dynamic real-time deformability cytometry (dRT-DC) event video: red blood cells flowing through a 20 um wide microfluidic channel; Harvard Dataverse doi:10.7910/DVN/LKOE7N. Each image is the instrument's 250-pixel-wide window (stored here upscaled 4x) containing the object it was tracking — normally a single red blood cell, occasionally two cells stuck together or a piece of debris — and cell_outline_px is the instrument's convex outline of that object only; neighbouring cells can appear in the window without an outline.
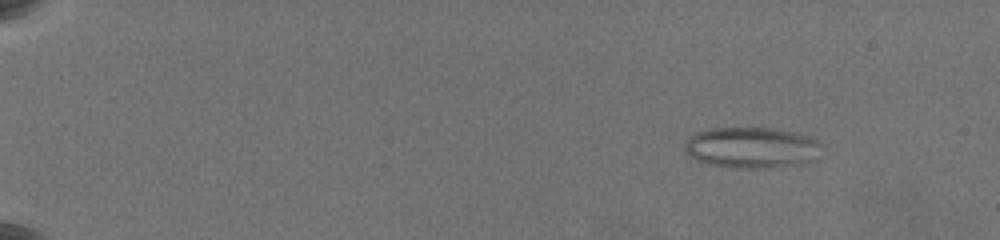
{"species": "common noctule bat (a hibernating species)", "species_latin": "Nyctalus noctula", "temperature_condition": "warm", "stored_images_in_passage": 61, "camera_frame_rate_fps": 3000, "um_per_image_px": 0.085, "animal": {"sex": "female", "body_mass_g": 19.5, "forearm_length_mm": 54.1}, "frame": {"image": 1, "passage_image": 9, "time_ms": 2.667, "image_size_px": [1000, 240], "cell_outline_px": [[824, 144], [812, 160], [804, 164], [768, 168], [736, 168], [708, 164], [696, 160], [688, 156], [684, 148], [684, 144], [688, 136], [696, 132], [708, 128], [772, 128], [792, 132], [808, 136]], "centroid_in_image_um": [63.85, 12.55], "position_along_channel_um": 21.2, "area_um2": 33.0}}
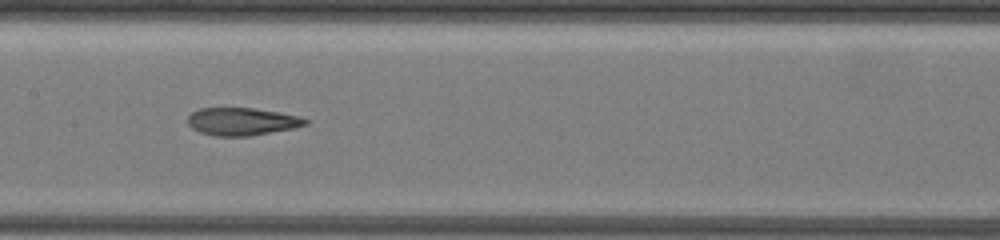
{"frame": {"image": 2, "passage_image": 35, "time_ms": 11.333, "image_size_px": [1000, 240], "cell_outline_px": [[308, 124], [292, 128], [248, 136], [216, 136], [200, 132], [192, 128], [188, 124], [188, 116], [192, 112], [200, 108], [252, 108], [280, 112], [300, 116], [308, 120]], "centroid_in_image_um": [20.56, 10.32], "position_along_channel_um": 186.8, "area_um2": 18.84}}
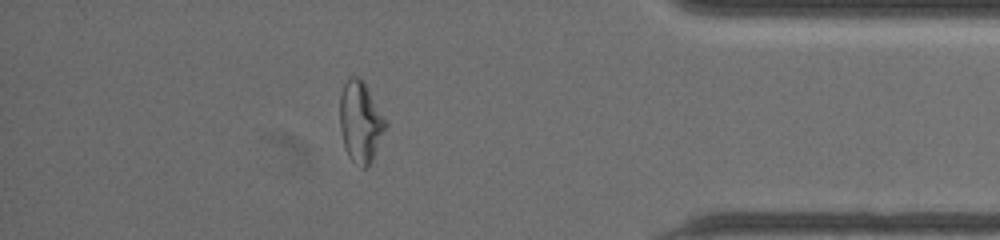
{"frame": {"image": 3, "passage_image": 55, "time_ms": 18.0, "image_size_px": [1000, 240], "cell_outline_px": [[388, 124], [372, 160], [364, 168], [360, 168], [348, 156], [344, 148], [340, 128], [340, 96], [344, 84], [348, 76], [356, 76], [364, 84]], "centroid_in_image_um": [30.61, 10.39], "position_along_channel_um": 404.6, "area_um2": 21.21}, "authors_computed_cell_mechanics": {"area_um2": 22.4842, "velocity_mm_per_s": 3.6411, "shape_relaxation_time_tau1_ms": null, "shape_relaxation_time_tau2_ms": 2.3316, "deformation_change_tau1": null, "deformation_change_tau2": 0.1101}}